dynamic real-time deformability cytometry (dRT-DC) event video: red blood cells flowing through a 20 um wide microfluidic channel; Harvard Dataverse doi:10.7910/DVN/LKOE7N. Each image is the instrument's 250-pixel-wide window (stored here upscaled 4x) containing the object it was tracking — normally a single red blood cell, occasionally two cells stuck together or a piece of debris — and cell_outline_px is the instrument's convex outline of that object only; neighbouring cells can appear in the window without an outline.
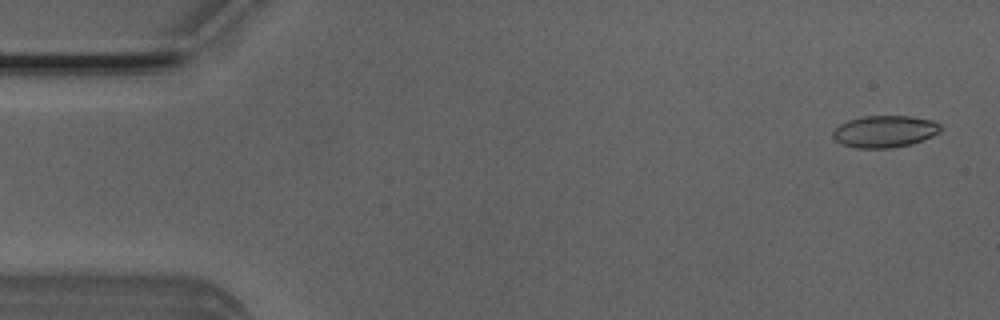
{"species": "Egyptian fruit bat (a non-hibernating species)", "species_latin": "Rousettus aegyptiacus", "temperature_condition": "room temperature", "stored_images_in_passage": 4, "camera_frame_rate_fps": 3000, "um_per_image_px": 0.085, "animal": {"sex": "male"}, "frame": {"image": 1, "passage_image": 1, "time_ms": 0.0, "image_size_px": [1000, 320], "cell_outline_px": [[940, 132], [932, 136], [912, 144], [892, 148], [856, 148], [844, 144], [836, 140], [832, 136], [832, 132], [840, 124], [848, 120], [864, 116], [912, 116], [932, 120], [940, 124]], "centroid_in_image_um": [75.21, 11.17], "position_along_channel_um": 9.8, "area_um2": 20.0}}